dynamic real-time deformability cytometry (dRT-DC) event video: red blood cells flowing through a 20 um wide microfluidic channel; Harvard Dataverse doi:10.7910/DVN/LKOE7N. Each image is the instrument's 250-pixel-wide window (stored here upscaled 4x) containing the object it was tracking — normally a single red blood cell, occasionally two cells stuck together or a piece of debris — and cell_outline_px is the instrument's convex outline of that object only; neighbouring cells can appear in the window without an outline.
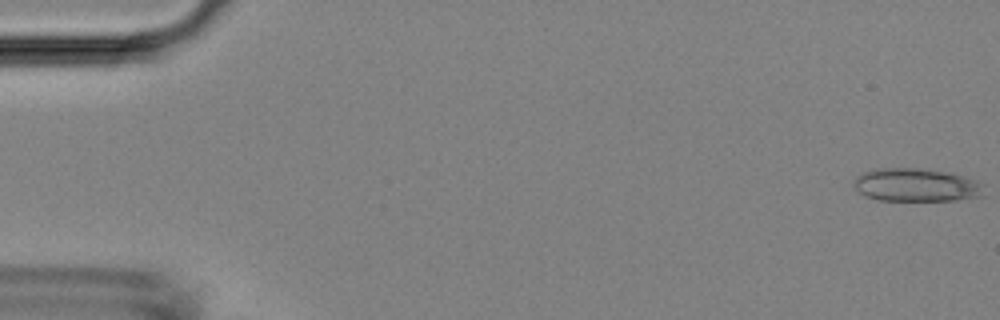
{"species": "Egyptian fruit bat (a non-hibernating species)", "species_latin": "Rousettus aegyptiacus", "temperature_condition": "room temperature", "stored_images_in_passage": 3, "camera_frame_rate_fps": 3000, "um_per_image_px": 0.085, "animal": {"sex": "female"}, "frame": {"image": 1, "passage_image": 1, "time_ms": 0.0, "image_size_px": [1000, 320], "cell_outline_px": [[984, 196], [956, 200], [880, 200], [864, 196], [852, 184], [852, 180], [860, 172], [876, 168], [920, 168], [952, 172], [976, 180], [984, 184]], "centroid_in_image_um": [77.88, 15.71], "position_along_channel_um": 7.1, "area_um2": 25.66}}